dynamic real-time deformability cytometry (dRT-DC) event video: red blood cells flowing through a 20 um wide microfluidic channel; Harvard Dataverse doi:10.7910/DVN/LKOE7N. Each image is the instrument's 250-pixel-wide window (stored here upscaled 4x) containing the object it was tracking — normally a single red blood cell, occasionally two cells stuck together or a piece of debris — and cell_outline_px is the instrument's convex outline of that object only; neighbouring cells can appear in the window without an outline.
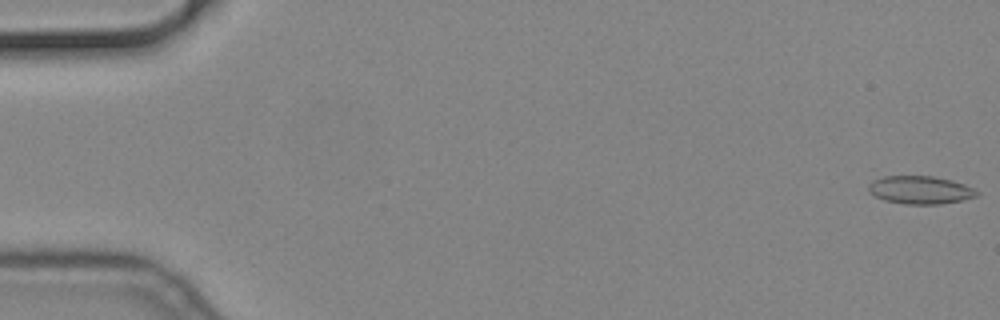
{"species": "common noctule bat (a hibernating species)", "species_latin": "Nyctalus noctula", "temperature_condition": "cold", "stored_images_in_passage": 57, "camera_frame_rate_fps": 3000, "um_per_image_px": 0.085, "animal": {"sex": "male", "body_mass_g": 19.2, "forearm_length_mm": 51.8}, "frame": {"image": 1, "passage_image": 1, "time_ms": 0.0, "image_size_px": [1000, 320], "cell_outline_px": [[980, 192], [976, 196], [960, 200], [940, 204], [904, 204], [884, 200], [868, 192], [868, 184], [872, 180], [884, 176], [932, 176], [952, 180], [964, 184]], "centroid_in_image_um": [78.18, 16.14], "position_along_channel_um": 6.8, "area_um2": 17.63}}
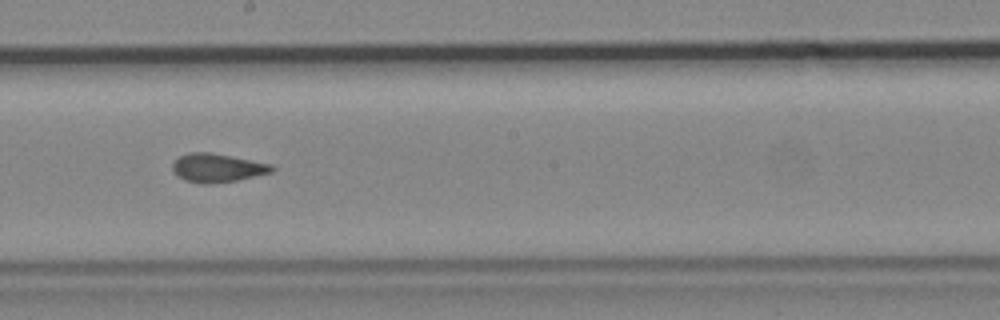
{"frame": {"image": 2, "passage_image": 32, "time_ms": 10.333, "image_size_px": [1000, 320], "cell_outline_px": [[276, 168], [272, 172], [236, 180], [208, 184], [204, 184], [184, 180], [172, 168], [172, 164], [180, 156], [188, 152], [212, 152], [272, 164]], "centroid_in_image_um": [18.49, 14.25], "position_along_channel_um": 229.7, "area_um2": 16.42}}
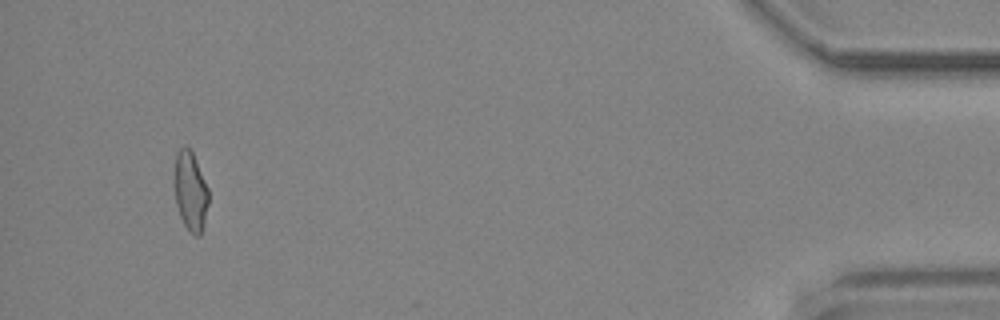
{"frame": {"image": 3, "passage_image": 54, "time_ms": 17.667, "image_size_px": [1000, 320], "cell_outline_px": [[208, 204], [204, 224], [200, 236], [196, 236], [184, 224], [180, 216], [176, 204], [176, 152], [184, 144], [192, 152], [208, 188]], "centroid_in_image_um": [16.21, 16.26], "position_along_channel_um": 419.0, "area_um2": 15.26}}